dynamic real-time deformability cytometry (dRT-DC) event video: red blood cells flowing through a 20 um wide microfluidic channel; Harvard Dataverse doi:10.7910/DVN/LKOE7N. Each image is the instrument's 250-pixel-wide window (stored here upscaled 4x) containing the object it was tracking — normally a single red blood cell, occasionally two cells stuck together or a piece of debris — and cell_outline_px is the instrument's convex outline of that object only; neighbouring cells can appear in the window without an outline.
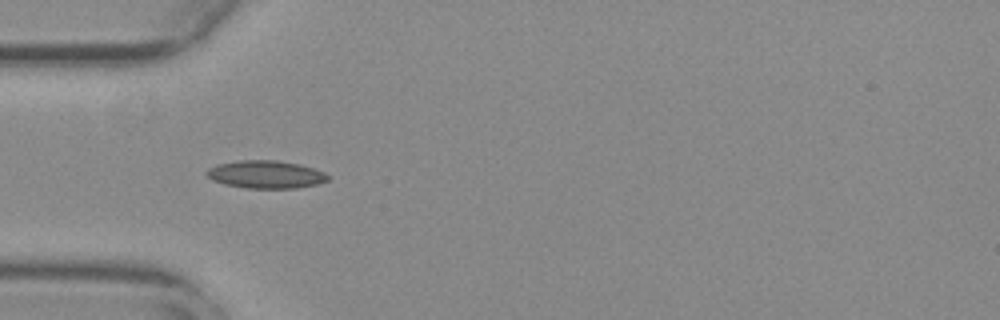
{"species": "common noctule bat (a hibernating species)", "species_latin": "Nyctalus noctula", "temperature_condition": "warm", "stored_images_in_passage": 5, "camera_frame_rate_fps": 3000, "um_per_image_px": 0.085, "animal": {"sex": "female", "body_mass_g": 29.2, "forearm_length_mm": 56.3}, "frame": {"image": 1, "passage_image": 1, "time_ms": 0.0, "image_size_px": [1000, 320], "cell_outline_px": [[328, 180], [316, 184], [296, 188], [248, 188], [224, 184], [212, 180], [204, 172], [208, 168], [216, 164], [240, 160], [276, 160], [300, 164], [324, 172], [328, 176]], "centroid_in_image_um": [22.55, 14.82], "position_along_channel_um": 62.4, "area_um2": 19.59}}